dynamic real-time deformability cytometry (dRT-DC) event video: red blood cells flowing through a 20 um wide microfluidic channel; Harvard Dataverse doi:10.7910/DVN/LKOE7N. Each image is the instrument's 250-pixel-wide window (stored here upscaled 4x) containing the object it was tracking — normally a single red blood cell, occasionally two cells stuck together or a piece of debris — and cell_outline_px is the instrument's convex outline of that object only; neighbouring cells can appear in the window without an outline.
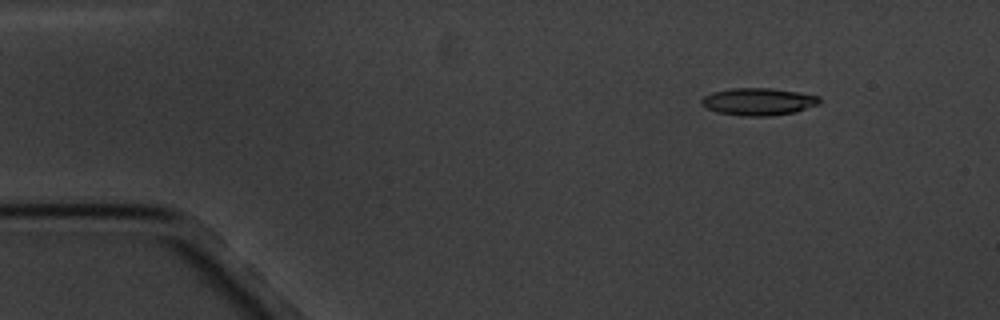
{"species": "common noctule bat (a hibernating species)", "species_latin": "Nyctalus noctula", "temperature_condition": "cold", "stored_images_in_passage": 5, "camera_frame_rate_fps": 3000, "um_per_image_px": 0.085, "animal": {"sex": "male", "body_mass_g": 20.1, "forearm_length_mm": 53.5}, "frame": {"image": 1, "passage_image": 2, "time_ms": 1.0, "image_size_px": [1000, 320], "cell_outline_px": [[820, 104], [796, 112], [768, 116], [740, 116], [716, 112], [700, 104], [700, 100], [704, 96], [712, 92], [732, 88], [772, 88], [820, 96]], "centroid_in_image_um": [64.45, 8.64], "position_along_channel_um": 20.5, "area_um2": 18.9}}
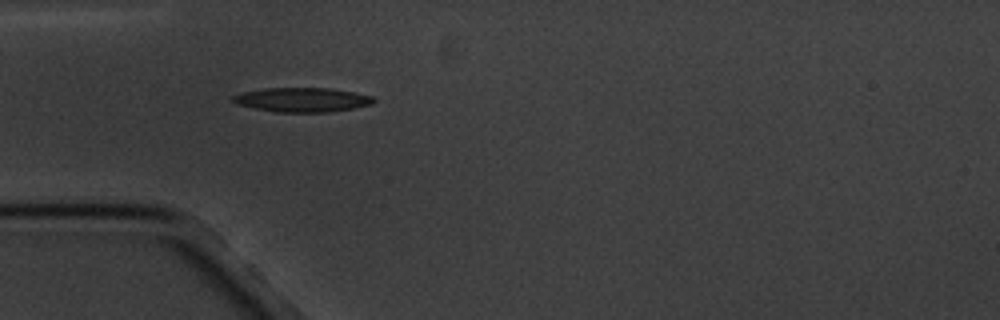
{"frame": {"image": 2, "passage_image": 5, "time_ms": 4.333, "image_size_px": [1000, 320], "cell_outline_px": [[376, 100], [372, 104], [352, 108], [328, 112], [276, 112], [236, 104], [232, 100], [232, 96], [244, 92], [264, 88], [332, 88], [372, 96]], "centroid_in_image_um": [25.69, 8.48], "position_along_channel_um": 59.3, "area_um2": 19.77}}